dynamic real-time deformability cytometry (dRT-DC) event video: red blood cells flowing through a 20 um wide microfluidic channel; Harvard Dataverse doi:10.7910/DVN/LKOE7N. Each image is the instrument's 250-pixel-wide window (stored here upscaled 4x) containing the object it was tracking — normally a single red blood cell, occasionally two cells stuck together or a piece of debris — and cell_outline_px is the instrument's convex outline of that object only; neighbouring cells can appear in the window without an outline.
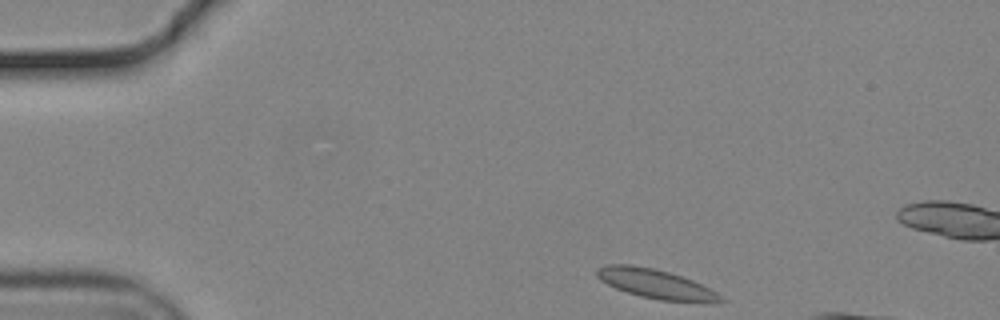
{"species": "common noctule bat (a hibernating species)", "species_latin": "Nyctalus noctula", "temperature_condition": "cold", "stored_images_in_passage": 40, "camera_frame_rate_fps": 3000, "um_per_image_px": 0.085, "animal": {"sex": "male", "body_mass_g": 19.2, "forearm_length_mm": 51.8}, "frame": {"image": 1, "passage_image": 1, "time_ms": 0.0, "image_size_px": [1000, 320], "cell_outline_px": [[724, 300], [660, 300], [640, 296], [616, 288], [600, 280], [596, 276], [596, 268], [608, 264], [628, 264], [652, 268], [668, 272], [692, 280], [724, 296]], "centroid_in_image_um": [55.61, 24.09], "position_along_channel_um": 29.4, "area_um2": 20.29}}
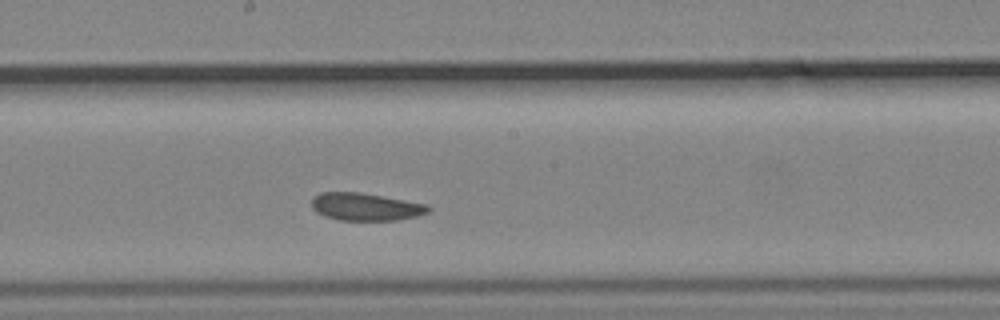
{"frame": {"image": 2, "passage_image": 22, "time_ms": 7.0, "image_size_px": [1000, 320], "cell_outline_px": [[432, 208], [428, 212], [416, 216], [396, 220], [340, 220], [324, 216], [316, 212], [312, 208], [312, 200], [320, 192], [360, 192], [428, 204]], "centroid_in_image_um": [31.09, 17.57], "position_along_channel_um": 217.1, "area_um2": 18.73}}
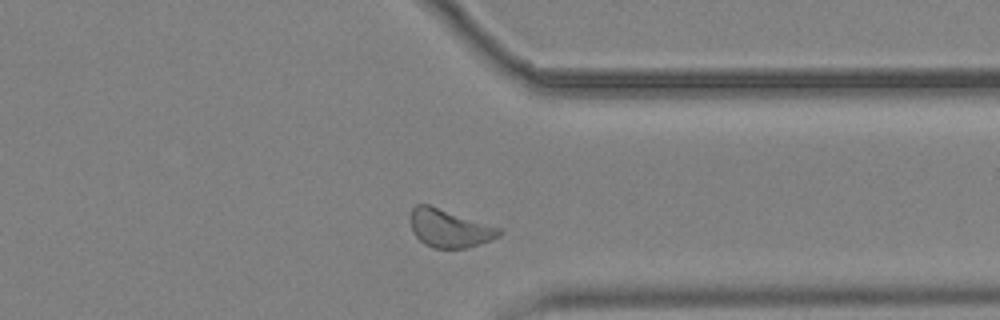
{"frame": {"image": 3, "passage_image": 35, "time_ms": 11.333, "image_size_px": [1000, 320], "cell_outline_px": [[504, 232], [500, 236], [468, 248], [432, 248], [424, 244], [416, 236], [412, 228], [408, 216], [412, 208], [416, 204], [428, 204], [500, 228]], "centroid_in_image_um": [38.17, 19.4], "position_along_channel_um": 373.2, "area_um2": 19.65}}